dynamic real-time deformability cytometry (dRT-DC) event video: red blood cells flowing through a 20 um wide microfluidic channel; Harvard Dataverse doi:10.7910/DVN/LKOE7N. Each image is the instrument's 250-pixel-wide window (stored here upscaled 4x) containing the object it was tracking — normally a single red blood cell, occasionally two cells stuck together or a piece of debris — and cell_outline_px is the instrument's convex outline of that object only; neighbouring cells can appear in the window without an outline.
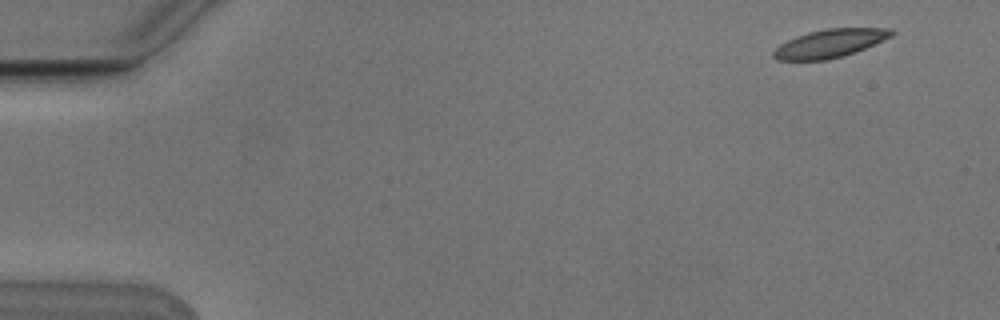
{"species": "Egyptian fruit bat (a non-hibernating species)", "species_latin": "Rousettus aegyptiacus", "temperature_condition": "cold", "stored_images_in_passage": 4, "camera_frame_rate_fps": 3000, "um_per_image_px": 0.085, "animal": {"sex": "male"}, "frame": {"image": 1, "passage_image": 1, "time_ms": 0.0, "image_size_px": [1000, 320], "cell_outline_px": [[896, 32], [892, 36], [884, 40], [856, 52], [844, 56], [828, 60], [776, 60], [772, 56], [772, 52], [780, 44], [796, 36], [808, 32], [828, 28], [892, 28]], "centroid_in_image_um": [70.56, 3.69], "position_along_channel_um": 14.4, "area_um2": 19.59}}
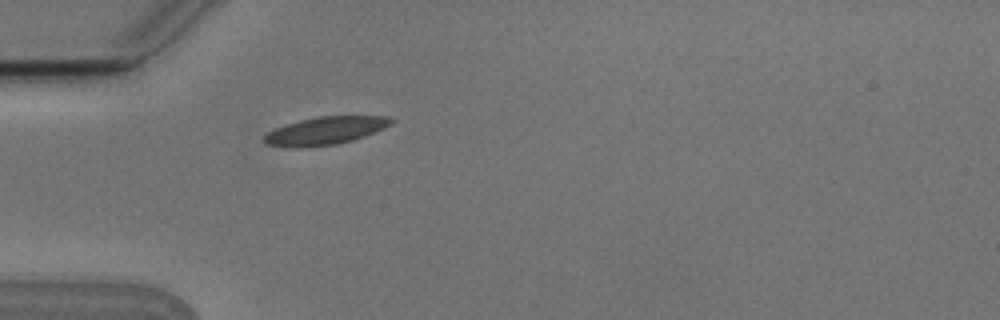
{"frame": {"image": 2, "passage_image": 4, "time_ms": 1.0, "image_size_px": [1000, 320], "cell_outline_px": [[396, 120], [392, 124], [384, 128], [364, 136], [352, 140], [336, 144], [300, 148], [264, 144], [260, 140], [268, 132], [276, 128], [300, 120], [320, 116], [388, 116]], "centroid_in_image_um": [27.65, 11.11], "position_along_channel_um": 57.3, "area_um2": 20.58}}